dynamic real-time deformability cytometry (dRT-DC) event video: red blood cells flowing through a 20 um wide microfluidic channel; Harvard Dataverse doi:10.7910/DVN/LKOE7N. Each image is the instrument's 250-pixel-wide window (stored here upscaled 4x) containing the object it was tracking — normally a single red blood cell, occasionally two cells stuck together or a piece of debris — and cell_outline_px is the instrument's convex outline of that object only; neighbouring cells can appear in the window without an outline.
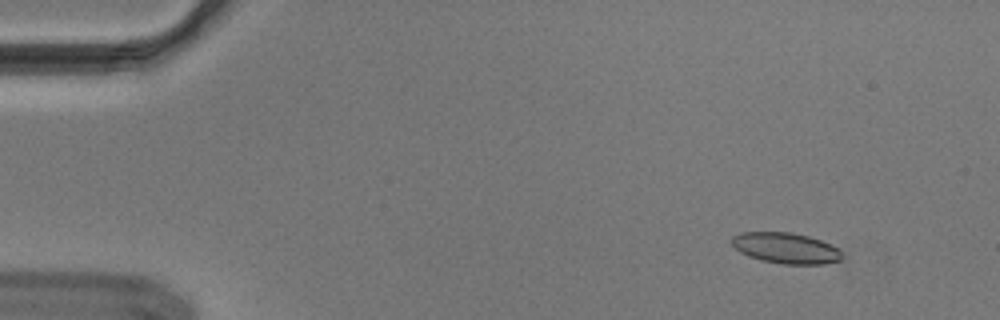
{"species": "Egyptian fruit bat (a non-hibernating species)", "species_latin": "Rousettus aegyptiacus", "temperature_condition": "cold", "stored_images_in_passage": 50, "segment_of_instrument_passage": [1, 2], "camera_frame_rate_fps": 3000, "um_per_image_px": 0.085, "animal": {"sex": "male"}, "frame": {"image": 1, "passage_image": 1, "time_ms": 0.0, "image_size_px": [1000, 320], "cell_outline_px": [[840, 260], [824, 264], [780, 264], [760, 260], [748, 256], [740, 252], [732, 244], [732, 236], [740, 232], [792, 232], [808, 236], [820, 240], [836, 248], [840, 252]], "centroid_in_image_um": [66.74, 21.08], "position_along_channel_um": 18.3, "area_um2": 19.65}}
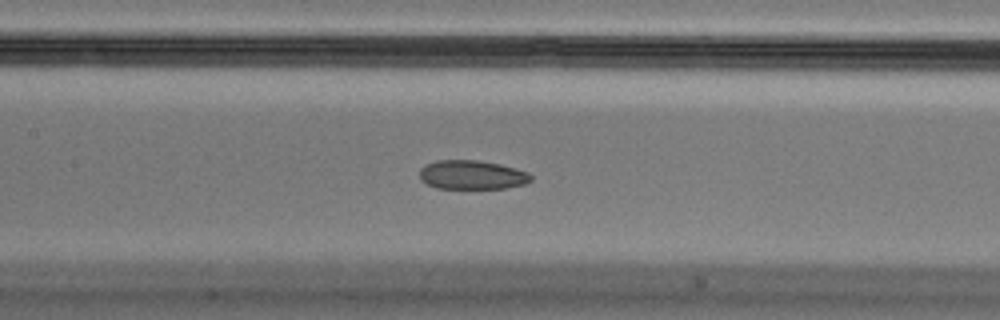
{"frame": {"image": 2, "passage_image": 21, "time_ms": 6.667, "image_size_px": [1000, 320], "cell_outline_px": [[532, 180], [524, 184], [504, 188], [436, 188], [420, 180], [420, 168], [424, 164], [436, 160], [476, 160], [500, 164], [516, 168], [528, 172], [532, 176]], "centroid_in_image_um": [40.1, 14.85], "position_along_channel_um": 167.3, "area_um2": 18.9}}
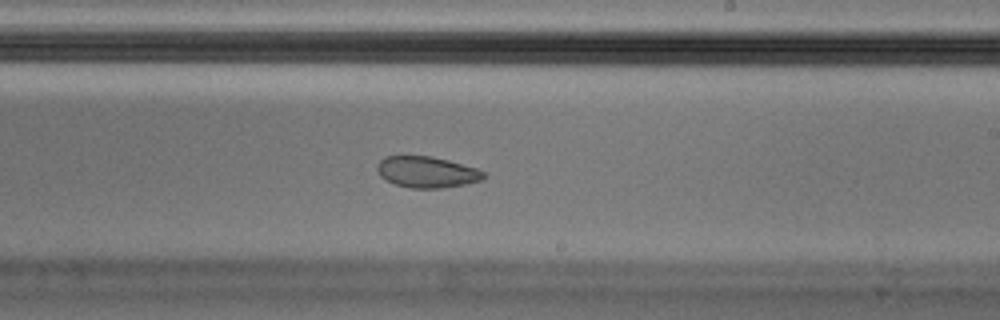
{"frame": {"image": 3, "passage_image": 28, "time_ms": 9.0, "image_size_px": [1000, 320], "cell_outline_px": [[488, 176], [480, 180], [464, 184], [440, 188], [412, 188], [396, 184], [380, 176], [376, 168], [376, 164], [384, 156], [432, 156], [448, 160], [476, 168], [484, 172]], "centroid_in_image_um": [36.27, 14.61], "position_along_channel_um": 252.7, "area_um2": 19.25}}